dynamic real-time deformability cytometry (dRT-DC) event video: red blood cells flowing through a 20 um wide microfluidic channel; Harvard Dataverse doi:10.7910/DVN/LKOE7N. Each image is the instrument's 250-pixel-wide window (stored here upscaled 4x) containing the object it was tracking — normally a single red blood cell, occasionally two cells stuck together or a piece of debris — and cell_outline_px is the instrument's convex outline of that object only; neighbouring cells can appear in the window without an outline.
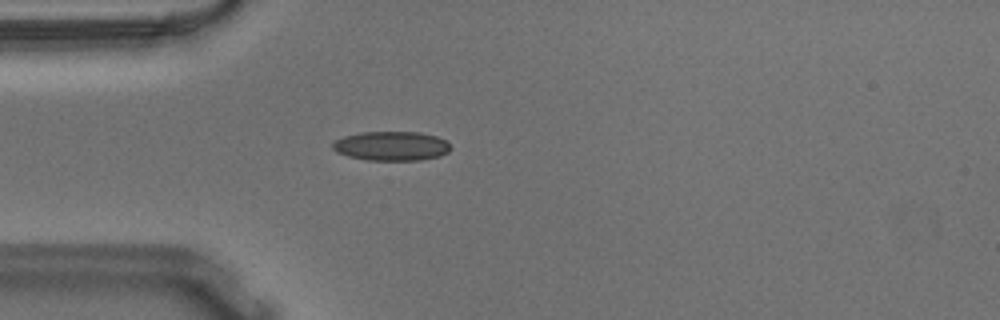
{"species": "Egyptian fruit bat (a non-hibernating species)", "species_latin": "Rousettus aegyptiacus", "temperature_condition": "warm", "stored_images_in_passage": 42, "camera_frame_rate_fps": 3000, "um_per_image_px": 0.085, "animal": {"sex": "male"}, "frame": {"image": 1, "passage_image": 2, "time_ms": 0.333, "image_size_px": [1000, 320], "cell_outline_px": [[452, 148], [448, 152], [440, 156], [420, 160], [368, 160], [348, 156], [336, 152], [332, 148], [332, 144], [336, 140], [344, 136], [360, 132], [420, 132], [436, 136], [448, 140]], "centroid_in_image_um": [33.3, 12.4], "position_along_channel_um": 51.7, "area_um2": 20.29}}
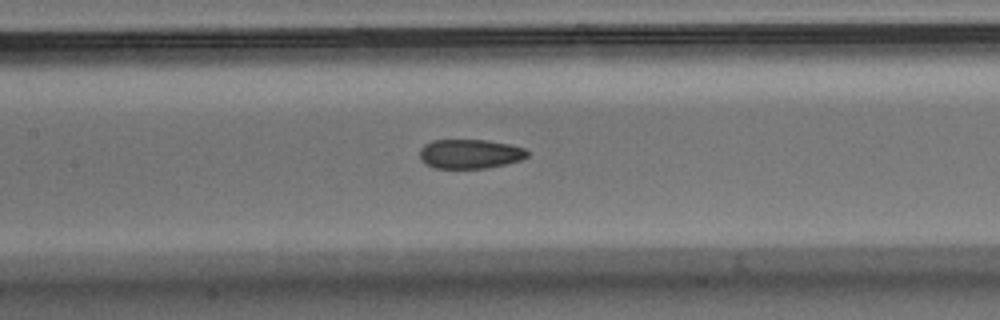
{"frame": {"image": 2, "passage_image": 12, "time_ms": 3.667, "image_size_px": [1000, 320], "cell_outline_px": [[528, 156], [520, 160], [488, 168], [432, 168], [424, 164], [420, 160], [420, 148], [424, 144], [432, 140], [484, 140], [508, 144], [524, 148], [528, 152]], "centroid_in_image_um": [39.89, 13.08], "position_along_channel_um": 167.5, "area_um2": 18.44}}
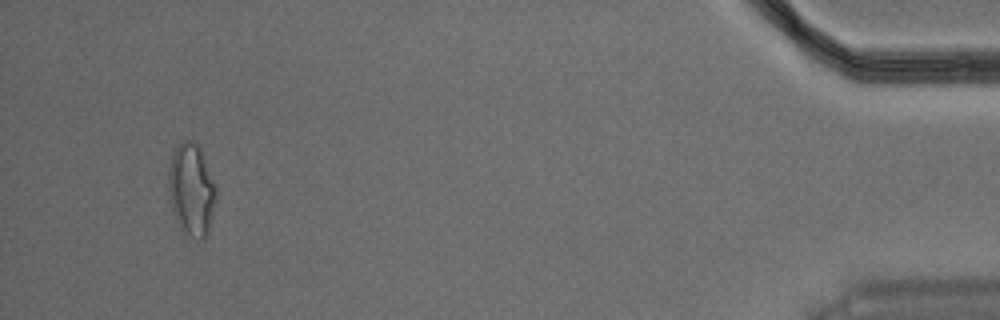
{"frame": {"image": 3, "passage_image": 39, "time_ms": 12.667, "image_size_px": [1000, 320], "cell_outline_px": [[216, 200], [208, 236], [204, 240], [200, 240], [192, 236], [180, 228], [172, 212], [168, 200], [168, 164], [180, 140], [192, 140], [200, 144], [216, 188]], "centroid_in_image_um": [16.27, 16.11], "position_along_channel_um": 418.9, "area_um2": 26.24}, "authors_computed_cell_mechanics": {"area_um2": 19.8254, "velocity_mm_per_s": 3.6466, "shape_relaxation_time_tau1_ms": null, "shape_relaxation_time_tau2_ms": 2.4367, "deformation_change_tau1": null, "deformation_change_tau2": 0.0755}}